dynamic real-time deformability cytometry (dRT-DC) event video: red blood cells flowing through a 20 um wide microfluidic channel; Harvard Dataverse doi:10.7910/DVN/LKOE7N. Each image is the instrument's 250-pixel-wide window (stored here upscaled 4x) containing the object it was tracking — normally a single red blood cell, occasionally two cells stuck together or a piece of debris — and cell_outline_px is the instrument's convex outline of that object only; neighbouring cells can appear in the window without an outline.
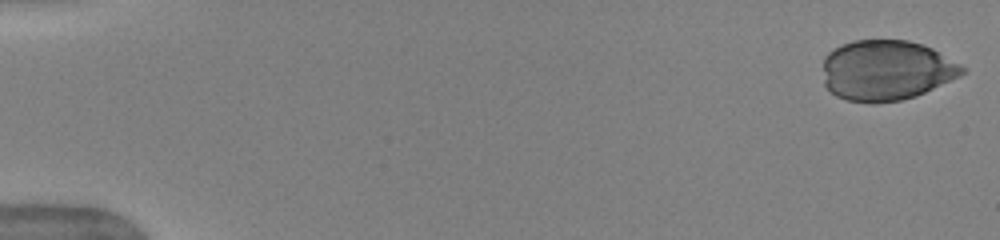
{"species": "human", "species_latin": "Homo sapiens", "temperature_condition": "warm", "stored_images_in_passage": 49, "camera_frame_rate_fps": 3000, "um_per_image_px": 0.085, "donor": {"sex": "female"}, "frame": {"image": 1, "passage_image": 1, "time_ms": 0.0, "image_size_px": [1000, 240], "cell_outline_px": [[964, 72], [960, 76], [916, 96], [900, 100], [876, 104], [872, 104], [848, 100], [836, 96], [824, 84], [824, 56], [828, 52], [840, 44], [852, 40], [908, 40], [932, 48], [964, 68]], "centroid_in_image_um": [75.29, 5.98], "position_along_channel_um": 9.7, "area_um2": 48.9}}
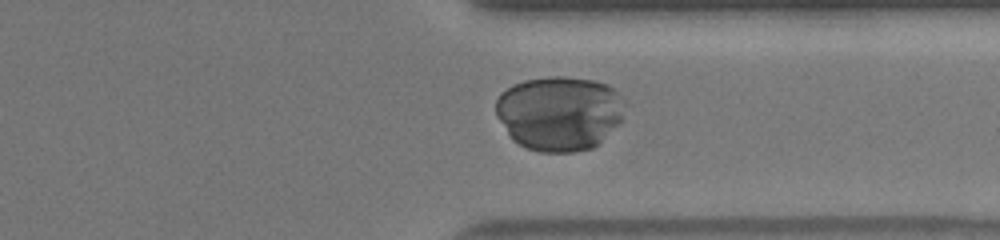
{"frame": {"image": 2, "passage_image": 40, "time_ms": 13.0, "image_size_px": [1000, 240], "cell_outline_px": [[628, 104], [624, 120], [600, 144], [592, 148], [572, 152], [540, 152], [528, 148], [512, 140], [496, 116], [496, 100], [500, 92], [512, 84], [524, 80], [548, 76], [568, 76], [592, 80], [608, 84]], "centroid_in_image_um": [47.59, 9.61], "position_along_channel_um": 363.8, "area_um2": 57.22}}
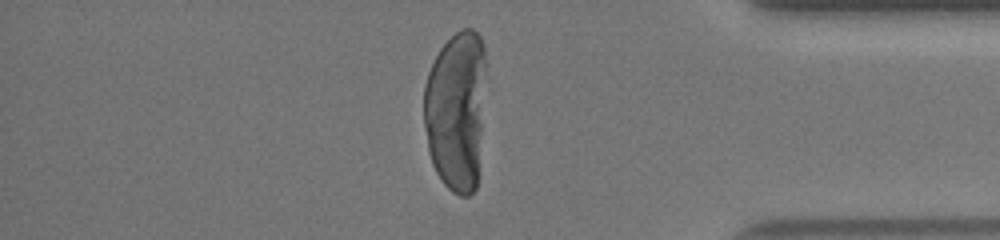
{"frame": {"image": 3, "passage_image": 44, "time_ms": 14.333, "image_size_px": [1000, 240], "cell_outline_px": [[484, 64], [480, 132], [476, 188], [468, 196], [460, 196], [452, 192], [440, 180], [432, 164], [428, 152], [424, 124], [424, 84], [428, 72], [440, 48], [460, 28], [472, 28], [480, 36], [484, 48]], "centroid_in_image_um": [38.72, 9.4], "position_along_channel_um": 396.5, "area_um2": 57.28}}